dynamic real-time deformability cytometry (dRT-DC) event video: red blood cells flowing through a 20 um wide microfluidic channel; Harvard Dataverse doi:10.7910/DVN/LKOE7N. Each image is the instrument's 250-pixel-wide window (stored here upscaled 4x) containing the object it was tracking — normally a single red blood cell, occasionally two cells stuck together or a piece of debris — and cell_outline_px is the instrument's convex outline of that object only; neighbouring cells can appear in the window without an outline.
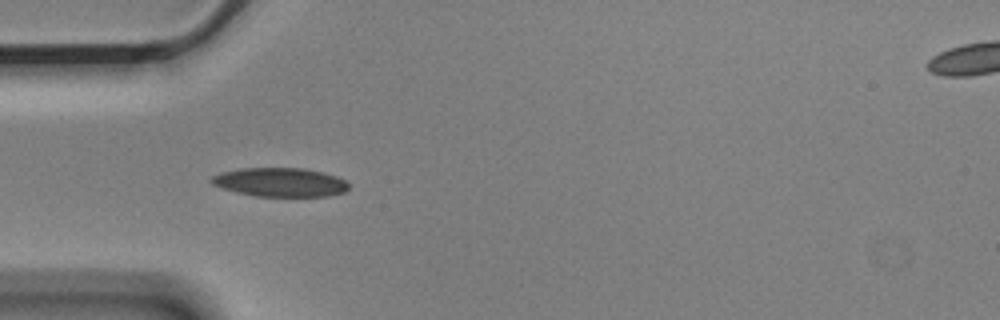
{"species": "Egyptian fruit bat (a non-hibernating species)", "species_latin": "Rousettus aegyptiacus", "temperature_condition": "cold", "stored_images_in_passage": 5, "camera_frame_rate_fps": 3000, "um_per_image_px": 0.085, "animal": {"sex": "male"}, "frame": {"image": 1, "passage_image": 4, "time_ms": 1.0, "image_size_px": [1000, 320], "cell_outline_px": [[348, 188], [344, 192], [328, 196], [252, 196], [236, 192], [212, 184], [208, 180], [212, 176], [224, 172], [244, 168], [304, 168], [336, 176], [344, 180], [348, 184]], "centroid_in_image_um": [23.8, 15.49], "position_along_channel_um": 61.2, "area_um2": 22.89}}
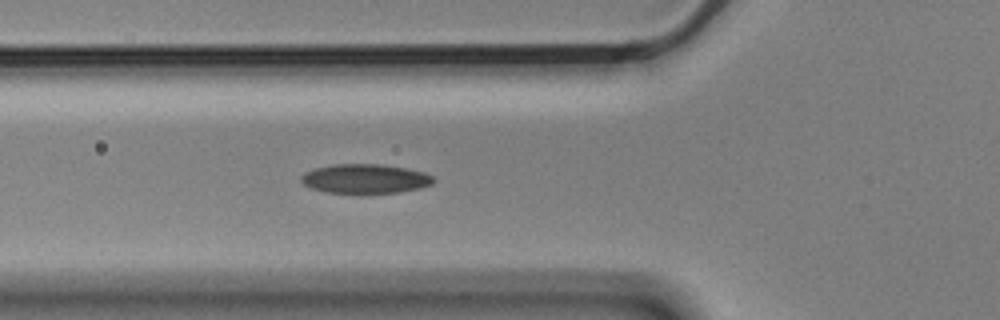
{"frame": {"image": 2, "passage_image": 5, "time_ms": 1.333, "image_size_px": [1000, 320], "cell_outline_px": [[436, 180], [432, 184], [420, 188], [400, 192], [360, 196], [328, 192], [312, 188], [304, 184], [300, 180], [300, 176], [304, 172], [316, 168], [332, 164], [380, 164], [404, 168], [424, 172], [432, 176]], "centroid_in_image_um": [31.03, 15.23], "position_along_channel_um": 94.8, "area_um2": 23.35}}